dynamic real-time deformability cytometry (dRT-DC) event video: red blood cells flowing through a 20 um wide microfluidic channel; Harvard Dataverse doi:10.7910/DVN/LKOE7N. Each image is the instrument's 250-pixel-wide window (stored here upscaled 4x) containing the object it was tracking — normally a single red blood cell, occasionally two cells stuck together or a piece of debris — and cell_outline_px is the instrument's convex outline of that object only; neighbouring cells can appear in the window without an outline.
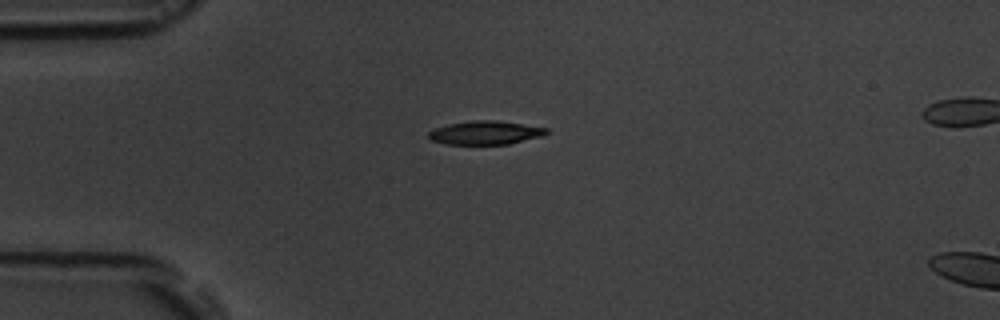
{"species": "common noctule bat (a hibernating species)", "species_latin": "Nyctalus noctula", "temperature_condition": "room temperature", "stored_images_in_passage": 2, "camera_frame_rate_fps": 3000, "um_per_image_px": 0.085, "animal": {"sex": "male", "body_mass_g": 19.5, "forearm_length_mm": 54.6}, "frame": {"image": 1, "passage_image": 1, "time_ms": 0.0, "image_size_px": [1000, 320], "cell_outline_px": [[548, 132], [544, 136], [508, 144], [444, 144], [432, 140], [428, 136], [428, 132], [436, 128], [448, 124], [476, 120], [496, 120], [548, 128]], "centroid_in_image_um": [41.28, 11.28], "position_along_channel_um": 43.7, "area_um2": 16.13}}